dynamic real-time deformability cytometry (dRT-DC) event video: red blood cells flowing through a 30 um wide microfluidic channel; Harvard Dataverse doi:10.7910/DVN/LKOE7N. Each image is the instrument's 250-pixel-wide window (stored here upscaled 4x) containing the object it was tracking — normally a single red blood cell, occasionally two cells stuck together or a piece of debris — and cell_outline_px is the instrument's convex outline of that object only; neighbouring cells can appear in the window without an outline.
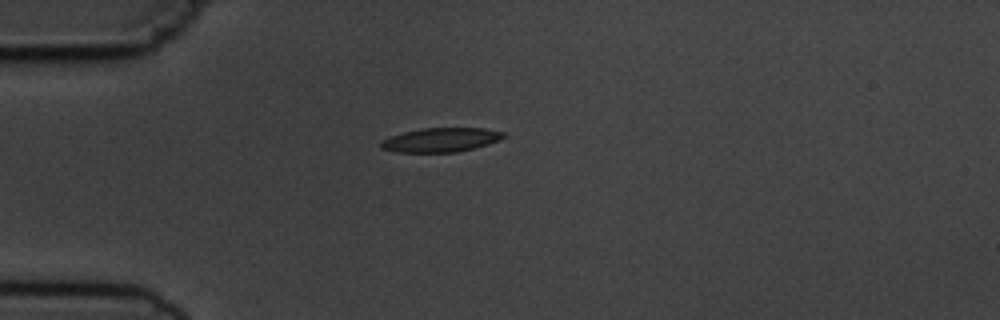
{"species": "common noctule bat (a hibernating species)", "species_latin": "Nyctalus noctula", "temperature_condition": "cold", "stored_images_in_passage": 4, "camera_frame_rate_fps": 3000, "um_per_image_px": 0.085, "animal": {"sex": "male", "body_mass_g": 19.5, "forearm_length_mm": 54.6}, "frame": {"image": 1, "passage_image": 1, "time_ms": 0.0, "image_size_px": [1000, 320], "cell_outline_px": [[504, 136], [488, 144], [456, 152], [396, 152], [380, 148], [380, 140], [404, 132], [424, 128], [484, 128], [504, 132]], "centroid_in_image_um": [37.42, 11.89], "position_along_channel_um": 47.6, "area_um2": 16.99}}
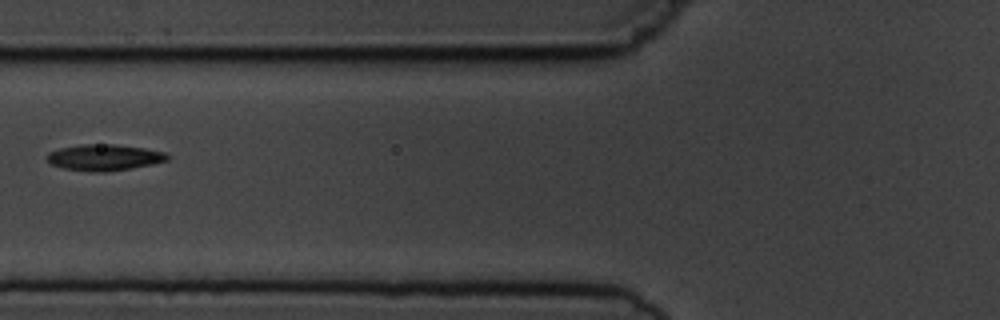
{"frame": {"image": 2, "passage_image": 3, "time_ms": 2.333, "image_size_px": [1000, 320], "cell_outline_px": [[172, 156], [168, 160], [152, 164], [104, 172], [92, 172], [64, 168], [52, 164], [44, 156], [48, 152], [60, 148], [80, 144], [116, 144], [144, 148], [164, 152]], "centroid_in_image_um": [8.85, 13.37], "position_along_channel_um": 116.9, "area_um2": 18.38}}
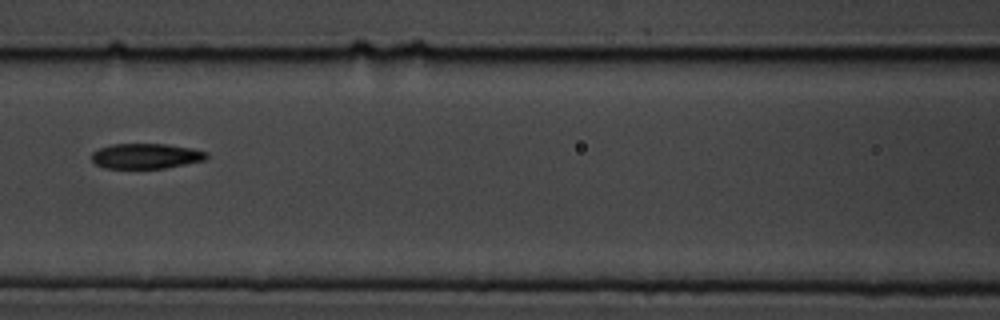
{"frame": {"image": 3, "passage_image": 4, "time_ms": 3.333, "image_size_px": [1000, 320], "cell_outline_px": [[208, 156], [204, 160], [164, 168], [104, 168], [96, 164], [92, 160], [92, 152], [100, 148], [112, 144], [164, 144], [192, 148], [208, 152]], "centroid_in_image_um": [12.4, 13.26], "position_along_channel_um": 154.2, "area_um2": 16.76}}